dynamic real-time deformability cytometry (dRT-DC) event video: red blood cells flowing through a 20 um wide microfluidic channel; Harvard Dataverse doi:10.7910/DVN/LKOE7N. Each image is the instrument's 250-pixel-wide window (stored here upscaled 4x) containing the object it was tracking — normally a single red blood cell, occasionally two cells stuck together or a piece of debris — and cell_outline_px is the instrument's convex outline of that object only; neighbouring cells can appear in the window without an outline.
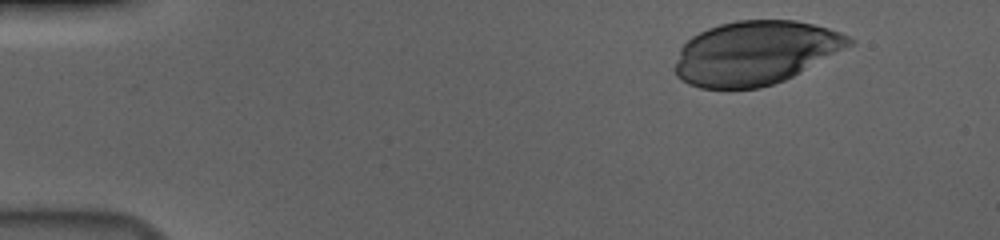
{"species": "human", "species_latin": "Homo sapiens", "temperature_condition": "cold", "stored_images_in_passage": 41, "camera_frame_rate_fps": 3000, "um_per_image_px": 0.085, "donor": {"sex": "male"}, "frame": {"image": 1, "passage_image": 1, "time_ms": 0.0, "image_size_px": [1000, 240], "cell_outline_px": [[856, 44], [784, 80], [760, 88], [700, 88], [688, 84], [680, 80], [676, 76], [676, 64], [680, 48], [692, 36], [708, 28], [720, 24], [736, 20], [796, 20], [828, 28], [840, 32], [856, 40]], "centroid_in_image_um": [64.23, 4.49], "position_along_channel_um": 20.8, "area_um2": 64.68}}